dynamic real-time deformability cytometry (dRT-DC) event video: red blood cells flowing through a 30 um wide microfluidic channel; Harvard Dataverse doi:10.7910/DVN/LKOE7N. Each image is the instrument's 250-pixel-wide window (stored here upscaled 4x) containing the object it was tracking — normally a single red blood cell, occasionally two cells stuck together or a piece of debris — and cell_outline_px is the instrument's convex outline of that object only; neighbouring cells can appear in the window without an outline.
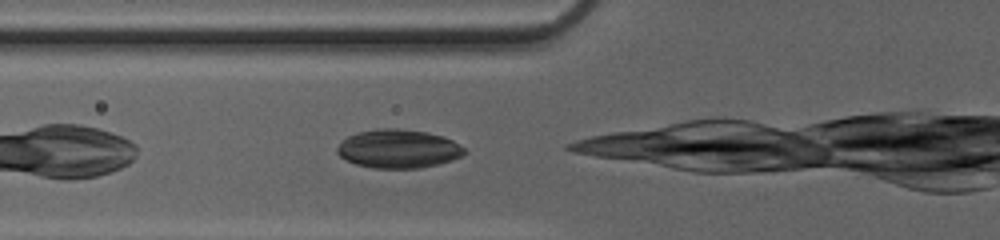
{"species": "common noctule bat (a hibernating species)", "species_latin": "Nyctalus noctula", "temperature_condition": "cold", "stored_images_in_passage": 11, "camera_frame_rate_fps": 3000, "um_per_image_px": 0.085, "animal": {"sex": "female", "body_mass_g": 20.0, "forearm_length_mm": 54.0}, "frame": {"image": 1, "passage_image": 4, "time_ms": 1.0, "image_size_px": [1000, 240], "cell_outline_px": [[468, 152], [464, 156], [452, 160], [420, 168], [372, 168], [356, 164], [340, 156], [336, 152], [336, 148], [340, 140], [356, 132], [376, 128], [396, 128], [428, 132], [444, 136], [452, 140], [464, 148]], "centroid_in_image_um": [33.85, 12.63], "position_along_channel_um": 92.0, "area_um2": 28.96}}